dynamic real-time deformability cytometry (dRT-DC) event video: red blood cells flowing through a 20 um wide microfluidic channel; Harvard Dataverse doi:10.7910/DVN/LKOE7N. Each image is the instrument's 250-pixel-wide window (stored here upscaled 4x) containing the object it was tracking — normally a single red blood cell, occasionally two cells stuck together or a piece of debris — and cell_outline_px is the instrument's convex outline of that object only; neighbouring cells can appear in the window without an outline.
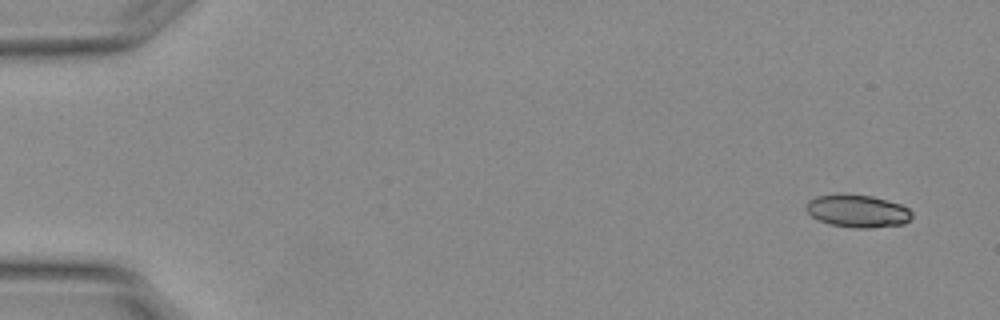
{"species": "Egyptian fruit bat (a non-hibernating species)", "species_latin": "Rousettus aegyptiacus", "temperature_condition": "warm", "stored_images_in_passage": 7, "camera_frame_rate_fps": 3000, "um_per_image_px": 0.085, "animal": {"sex": "female"}, "frame": {"image": 1, "passage_image": 1, "time_ms": 0.0, "image_size_px": [1000, 320], "cell_outline_px": [[912, 216], [904, 224], [868, 228], [856, 228], [832, 224], [820, 220], [812, 216], [804, 208], [804, 204], [808, 200], [816, 196], [872, 196], [900, 204], [908, 208], [912, 212]], "centroid_in_image_um": [72.9, 17.96], "position_along_channel_um": 12.1, "area_um2": 19.54}}